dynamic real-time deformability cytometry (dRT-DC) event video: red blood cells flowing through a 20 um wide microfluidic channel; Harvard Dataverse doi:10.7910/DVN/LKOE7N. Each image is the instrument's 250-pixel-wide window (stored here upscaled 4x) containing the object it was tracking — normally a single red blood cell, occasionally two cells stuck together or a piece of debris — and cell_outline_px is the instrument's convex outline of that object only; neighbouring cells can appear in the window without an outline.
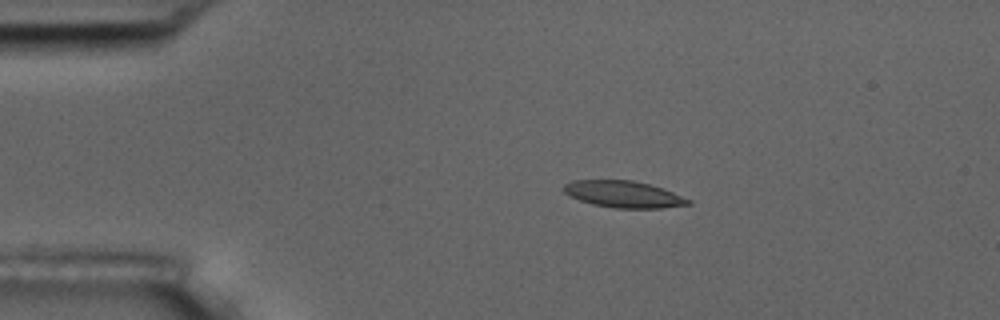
{"species": "common noctule bat (a hibernating species)", "species_latin": "Nyctalus noctula", "temperature_condition": "room temperature", "stored_images_in_passage": 9, "camera_frame_rate_fps": 3000, "um_per_image_px": 0.085, "animal": {"sex": "male", "body_mass_g": 17.5, "forearm_length_mm": 52.3}, "frame": {"image": 1, "passage_image": 2, "time_ms": 1.333, "image_size_px": [1000, 320], "cell_outline_px": [[692, 204], [660, 208], [616, 208], [592, 204], [580, 200], [564, 192], [564, 184], [572, 180], [632, 180], [648, 184], [672, 192], [692, 200]], "centroid_in_image_um": [53.01, 16.51], "position_along_channel_um": 32.0, "area_um2": 19.13}}
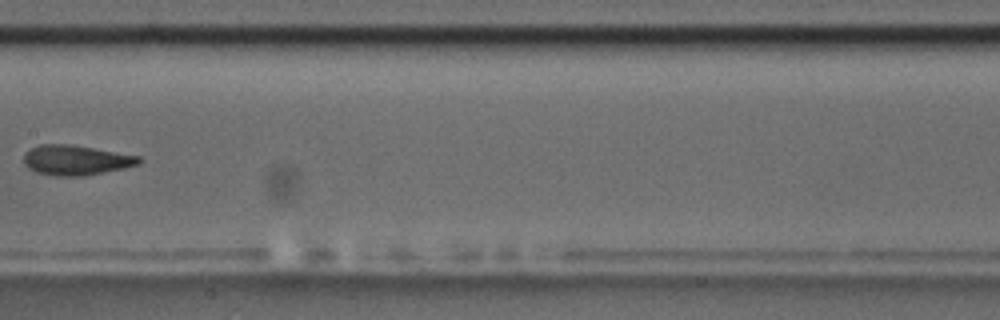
{"frame": {"image": 2, "passage_image": 7, "time_ms": 7.333, "image_size_px": [1000, 320], "cell_outline_px": [[144, 160], [140, 164], [124, 168], [84, 176], [56, 176], [36, 172], [28, 168], [24, 164], [24, 156], [32, 148], [40, 144], [68, 144], [140, 156]], "centroid_in_image_um": [6.48, 13.62], "position_along_channel_um": 200.9, "area_um2": 20.0}}
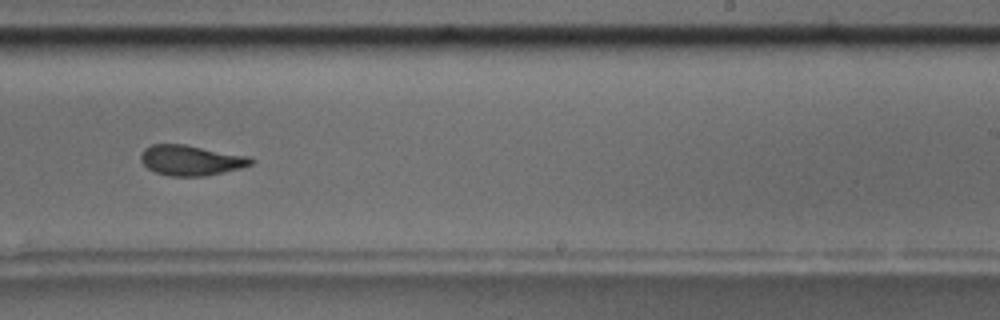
{"frame": {"image": 3, "passage_image": 9, "time_ms": 9.333, "image_size_px": [1000, 320], "cell_outline_px": [[256, 160], [252, 164], [240, 168], [208, 176], [168, 176], [156, 172], [148, 168], [140, 160], [140, 156], [144, 148], [152, 144], [184, 144], [252, 156]], "centroid_in_image_um": [16.27, 13.62], "position_along_channel_um": 272.7, "area_um2": 19.71}}